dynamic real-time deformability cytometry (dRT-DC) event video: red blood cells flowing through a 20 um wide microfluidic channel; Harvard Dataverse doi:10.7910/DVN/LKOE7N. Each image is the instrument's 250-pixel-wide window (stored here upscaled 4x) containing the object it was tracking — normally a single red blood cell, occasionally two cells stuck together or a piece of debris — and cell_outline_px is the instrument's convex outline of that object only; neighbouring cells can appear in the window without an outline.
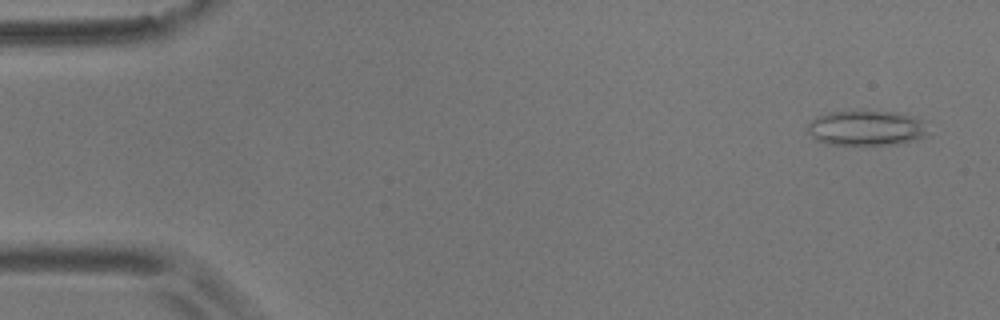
{"species": "common noctule bat (a hibernating species)", "species_latin": "Nyctalus noctula", "temperature_condition": "room temperature", "stored_images_in_passage": 6, "camera_frame_rate_fps": 3000, "um_per_image_px": 0.085, "animal": {"sex": "male", "body_mass_g": 17.9}, "frame": {"image": 1, "passage_image": 1, "time_ms": 0.0, "image_size_px": [1000, 320], "cell_outline_px": [[932, 136], [916, 140], [896, 144], [828, 144], [816, 140], [808, 132], [808, 124], [816, 116], [828, 112], [904, 112], [920, 120]], "centroid_in_image_um": [73.68, 10.89], "position_along_channel_um": 11.3, "area_um2": 24.57}}